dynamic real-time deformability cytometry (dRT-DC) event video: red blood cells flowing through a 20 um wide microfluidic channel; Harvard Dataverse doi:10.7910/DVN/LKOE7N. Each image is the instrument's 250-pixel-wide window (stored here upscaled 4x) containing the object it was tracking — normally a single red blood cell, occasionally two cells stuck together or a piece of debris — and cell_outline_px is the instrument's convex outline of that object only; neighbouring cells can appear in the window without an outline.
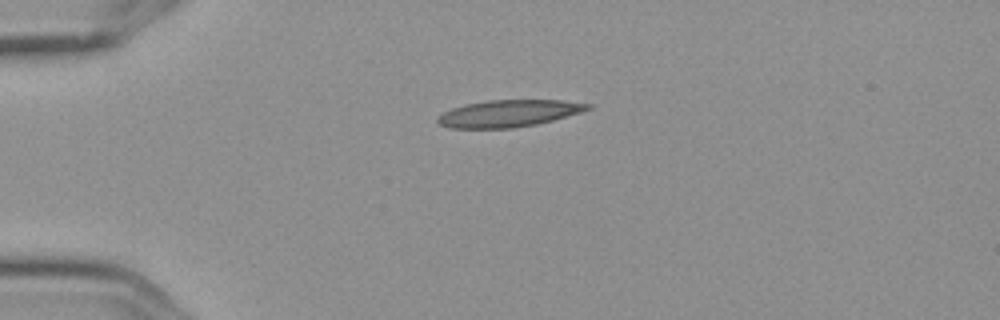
{"species": "Egyptian fruit bat (a non-hibernating species)", "species_latin": "Rousettus aegyptiacus", "temperature_condition": "cold", "stored_images_in_passage": 3, "camera_frame_rate_fps": 3000, "um_per_image_px": 0.085, "frame": {"image": 1, "passage_image": 1, "time_ms": 0.0, "image_size_px": [1000, 320], "cell_outline_px": [[592, 108], [580, 112], [552, 120], [536, 124], [512, 128], [448, 128], [440, 124], [436, 120], [436, 116], [452, 108], [464, 104], [488, 100], [564, 100], [592, 104]], "centroid_in_image_um": [43.21, 9.63], "position_along_channel_um": 41.8, "area_um2": 23.58}}
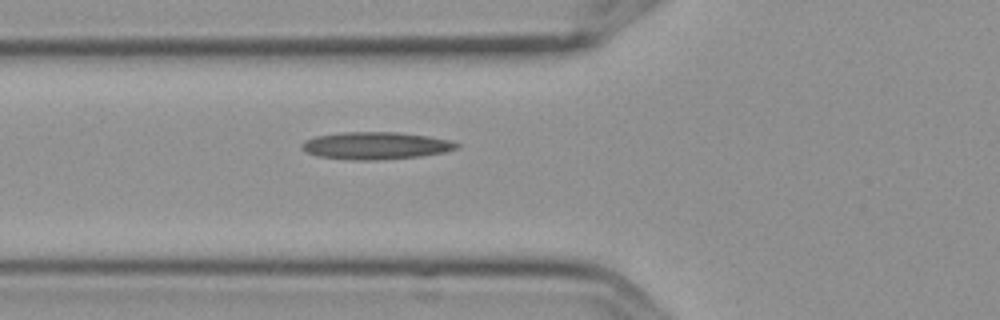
{"frame": {"image": 2, "passage_image": 3, "time_ms": 0.667, "image_size_px": [1000, 320], "cell_outline_px": [[460, 148], [444, 152], [420, 156], [376, 160], [352, 160], [320, 156], [308, 152], [300, 148], [300, 144], [304, 140], [316, 136], [340, 132], [396, 132], [428, 136], [448, 140], [460, 144]], "centroid_in_image_um": [31.93, 12.37], "position_along_channel_um": 93.9, "area_um2": 24.62}}